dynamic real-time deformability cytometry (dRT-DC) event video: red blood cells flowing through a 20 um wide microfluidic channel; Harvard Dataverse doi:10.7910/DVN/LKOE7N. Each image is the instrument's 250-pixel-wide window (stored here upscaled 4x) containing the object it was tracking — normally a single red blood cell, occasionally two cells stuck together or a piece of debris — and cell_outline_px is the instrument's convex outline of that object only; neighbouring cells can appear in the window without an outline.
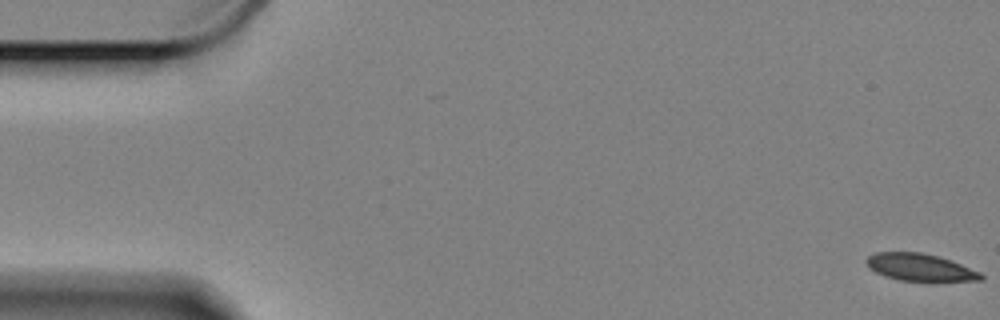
{"species": "Egyptian fruit bat (a non-hibernating species)", "species_latin": "Rousettus aegyptiacus", "temperature_condition": "cold", "stored_images_in_passage": 60, "camera_frame_rate_fps": 3000, "um_per_image_px": 0.085, "animal": {"sex": "female"}, "frame": {"image": 1, "passage_image": 1, "time_ms": 0.0, "image_size_px": [1000, 320], "cell_outline_px": [[984, 280], [900, 280], [884, 276], [868, 268], [864, 260], [868, 256], [876, 252], [920, 252], [940, 256], [980, 272], [984, 276]], "centroid_in_image_um": [78.15, 22.7], "position_along_channel_um": 6.9, "area_um2": 17.98}}
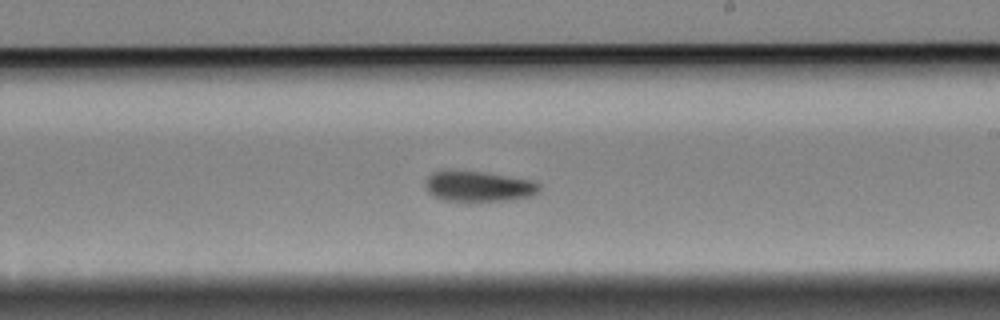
{"frame": {"image": 2, "passage_image": 35, "time_ms": 11.333, "image_size_px": [1000, 320], "cell_outline_px": [[540, 192], [532, 196], [504, 200], [444, 200], [432, 196], [428, 192], [424, 184], [428, 176], [432, 172], [440, 168], [448, 168], [484, 172], [532, 180], [540, 184]], "centroid_in_image_um": [40.61, 15.79], "position_along_channel_um": 248.4, "area_um2": 20.63}}
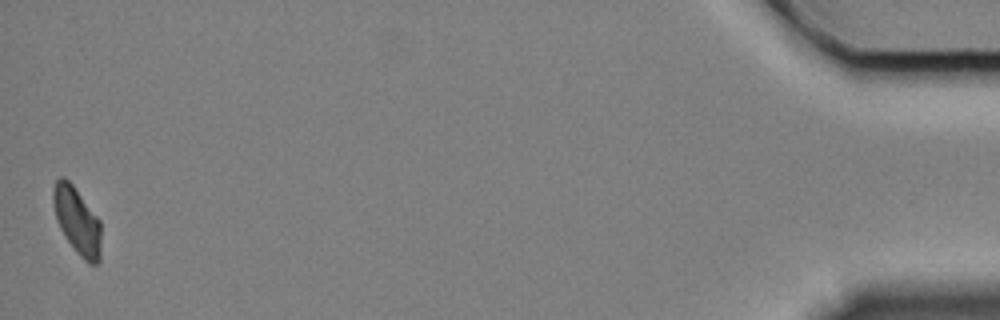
{"frame": {"image": 3, "passage_image": 60, "time_ms": 19.667, "image_size_px": [1000, 320], "cell_outline_px": [[100, 260], [96, 264], [88, 264], [76, 252], [60, 228], [56, 220], [52, 200], [52, 188], [56, 180], [60, 176], [64, 176], [72, 184], [100, 220]], "centroid_in_image_um": [6.53, 18.75], "position_along_channel_um": 428.7, "area_um2": 18.67}, "authors_computed_cell_mechanics": {"area_um2": 20.1433, "velocity_mm_per_s": 3.2957, "shape_relaxation_time_tau1_ms": 3.669, "shape_relaxation_time_tau2_ms": null, "deformation_change_tau1": 0.1162, "deformation_change_tau2": null}}